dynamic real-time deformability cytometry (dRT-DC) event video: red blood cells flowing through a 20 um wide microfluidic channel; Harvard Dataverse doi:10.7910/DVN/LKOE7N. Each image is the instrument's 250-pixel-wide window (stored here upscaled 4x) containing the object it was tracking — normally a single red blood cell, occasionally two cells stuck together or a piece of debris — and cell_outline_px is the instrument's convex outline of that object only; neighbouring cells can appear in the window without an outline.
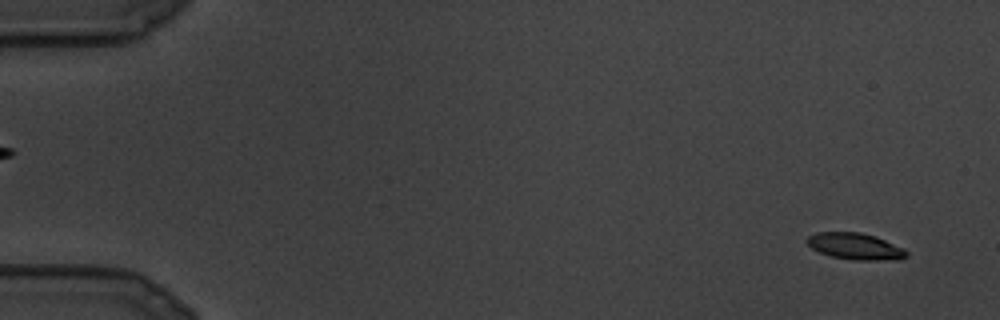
{"species": "common noctule bat (a hibernating species)", "species_latin": "Nyctalus noctula", "temperature_condition": "cold", "stored_images_in_passage": 14, "camera_frame_rate_fps": 3000, "um_per_image_px": 0.085, "animal": {"sex": "male", "body_mass_g": 19.5, "forearm_length_mm": 54.6}, "frame": {"image": 1, "passage_image": 1, "time_ms": 0.0, "image_size_px": [1000, 320], "cell_outline_px": [[908, 256], [900, 260], [852, 260], [832, 256], [820, 252], [812, 248], [804, 240], [808, 236], [816, 232], [860, 232], [876, 236], [904, 248], [908, 252]], "centroid_in_image_um": [72.72, 20.93], "position_along_channel_um": 12.3, "area_um2": 15.55}}